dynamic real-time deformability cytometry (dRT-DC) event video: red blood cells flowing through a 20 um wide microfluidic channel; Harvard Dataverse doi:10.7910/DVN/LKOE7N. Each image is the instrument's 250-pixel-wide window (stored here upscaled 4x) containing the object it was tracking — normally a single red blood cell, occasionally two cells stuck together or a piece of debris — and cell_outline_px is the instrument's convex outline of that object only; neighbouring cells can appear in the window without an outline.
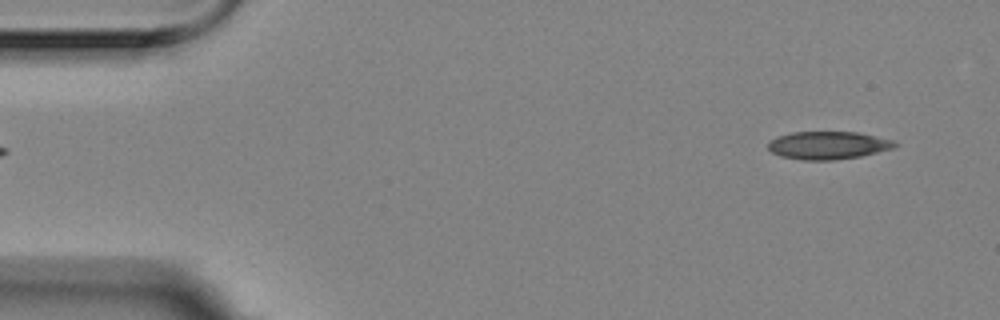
{"species": "Egyptian fruit bat (a non-hibernating species)", "species_latin": "Rousettus aegyptiacus", "temperature_condition": "room temperature", "stored_images_in_passage": 4, "segment_of_instrument_passage": [2, 2], "camera_frame_rate_fps": 3000, "um_per_image_px": 0.085, "animal": {"sex": "female"}, "frame": {"image": 1, "passage_image": 4, "time_ms": 1.0, "image_size_px": [1000, 320], "cell_outline_px": [[900, 144], [896, 148], [860, 156], [832, 160], [800, 160], [780, 156], [772, 152], [768, 148], [768, 140], [776, 136], [792, 132], [860, 132], [892, 140]], "centroid_in_image_um": [70.38, 12.35], "position_along_channel_um": 14.6, "area_um2": 20.81}}